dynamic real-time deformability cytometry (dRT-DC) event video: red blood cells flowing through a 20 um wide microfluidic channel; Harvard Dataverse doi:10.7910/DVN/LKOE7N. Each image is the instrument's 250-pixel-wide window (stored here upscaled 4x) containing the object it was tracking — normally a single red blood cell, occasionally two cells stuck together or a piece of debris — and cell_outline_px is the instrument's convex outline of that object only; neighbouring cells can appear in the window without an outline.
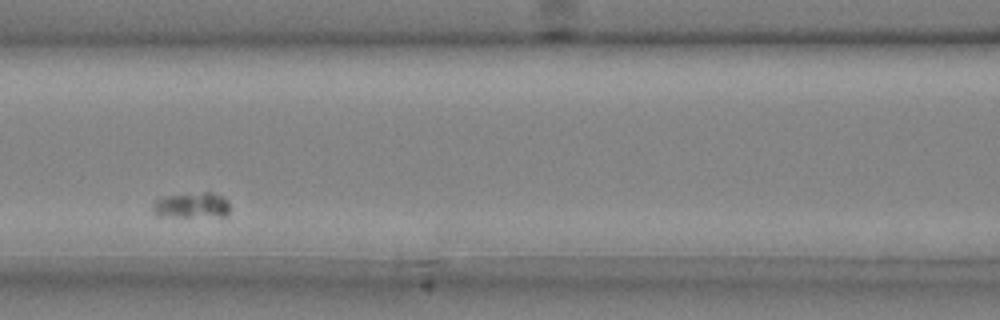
{"species": "common noctule bat (a hibernating species)", "species_latin": "Nyctalus noctula", "temperature_condition": "cold", "stored_images_in_passage": 3, "camera_frame_rate_fps": 3000, "um_per_image_px": 0.085, "animal": {"sex": "male", "body_mass_g": 20.4}, "frame": {"image": 1, "passage_image": 3, "time_ms": 0.667, "image_size_px": [1000, 320], "cell_outline_px": [[228, 212], [224, 216], [156, 216], [152, 212], [152, 204], [156, 200], [168, 196], [204, 192], [212, 192], [224, 196], [228, 200]], "centroid_in_image_um": [16.29, 17.45], "position_along_channel_um": 150.3, "area_um2": 11.39}}